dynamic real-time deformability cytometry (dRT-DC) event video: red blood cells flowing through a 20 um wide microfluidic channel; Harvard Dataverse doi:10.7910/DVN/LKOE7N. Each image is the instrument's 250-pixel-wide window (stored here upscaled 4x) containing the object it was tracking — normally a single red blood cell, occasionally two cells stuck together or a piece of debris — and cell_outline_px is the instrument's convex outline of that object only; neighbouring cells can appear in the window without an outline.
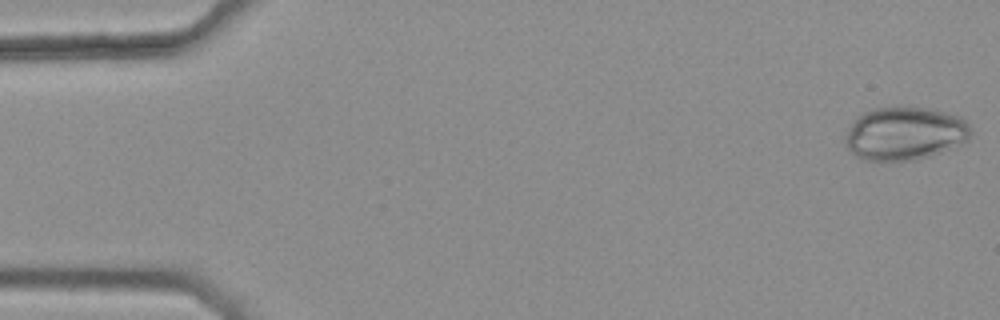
{"species": "common noctule bat (a hibernating species)", "species_latin": "Nyctalus noctula", "temperature_condition": "warm", "stored_images_in_passage": 46, "camera_frame_rate_fps": 3000, "um_per_image_px": 0.085, "animal": {"sex": "female", "body_mass_g": 25.1}, "frame": {"image": 1, "passage_image": 1, "time_ms": 0.0, "image_size_px": [1000, 320], "cell_outline_px": [[972, 132], [968, 140], [940, 152], [916, 160], [860, 160], [848, 148], [844, 140], [844, 136], [848, 128], [864, 112], [872, 108], [928, 108], [960, 116], [968, 124]], "centroid_in_image_um": [76.9, 11.36], "position_along_channel_um": 8.1, "area_um2": 38.49}}
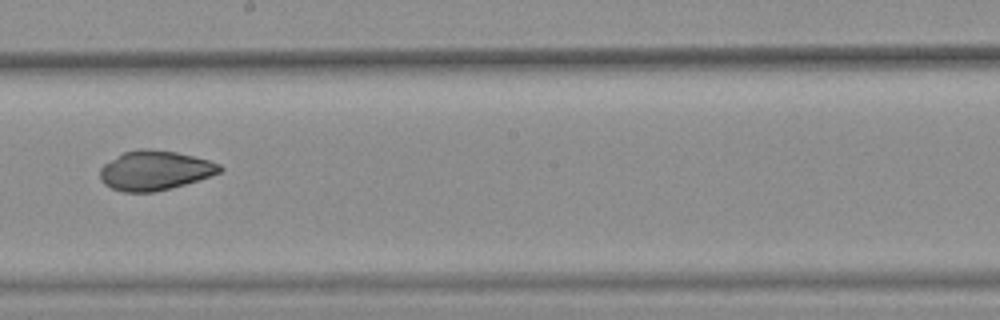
{"frame": {"image": 2, "passage_image": 30, "time_ms": 9.667, "image_size_px": [1000, 320], "cell_outline_px": [[224, 168], [220, 172], [184, 184], [152, 192], [124, 192], [112, 188], [104, 184], [100, 180], [100, 168], [104, 164], [124, 152], [140, 148], [148, 148], [176, 152], [208, 160], [220, 164]], "centroid_in_image_um": [13.13, 14.48], "position_along_channel_um": 235.1, "area_um2": 27.22}}
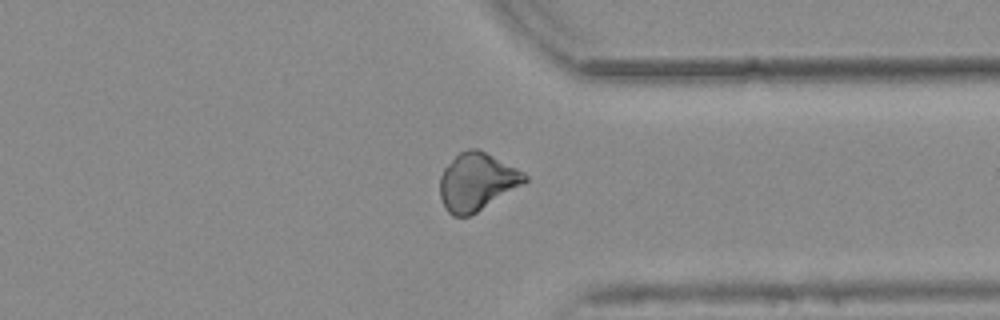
{"frame": {"image": 3, "passage_image": 41, "time_ms": 13.333, "image_size_px": [1000, 320], "cell_outline_px": [[528, 180], [524, 184], [476, 212], [468, 216], [452, 216], [444, 208], [440, 196], [440, 176], [444, 168], [460, 152], [468, 148], [476, 148], [524, 172], [528, 176]], "centroid_in_image_um": [40.52, 15.46], "position_along_channel_um": 370.9, "area_um2": 28.15}, "authors_computed_cell_mechanics": {"area_um2": 28.7555, "velocity_mm_per_s": 3.7536, "shape_relaxation_time_tau1_ms": null, "shape_relaxation_time_tau2_ms": 3.781, "deformation_change_tau1": null, "deformation_change_tau2": 0.0624}}